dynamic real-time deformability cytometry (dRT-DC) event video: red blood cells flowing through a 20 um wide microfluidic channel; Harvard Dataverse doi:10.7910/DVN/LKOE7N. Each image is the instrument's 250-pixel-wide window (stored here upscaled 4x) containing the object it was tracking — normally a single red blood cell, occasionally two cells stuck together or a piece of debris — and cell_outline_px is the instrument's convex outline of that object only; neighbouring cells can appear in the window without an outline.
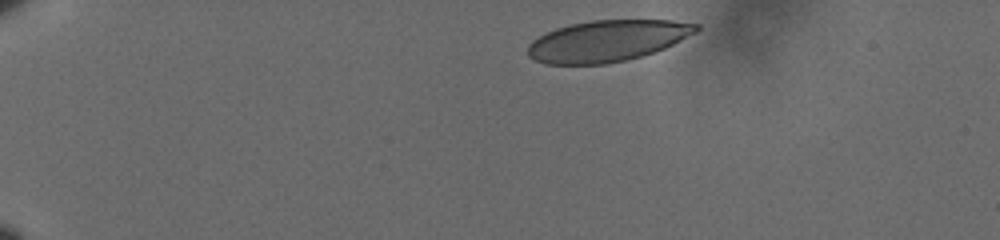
{"species": "human", "species_latin": "Homo sapiens", "temperature_condition": "cold", "stored_images_in_passage": 42, "camera_frame_rate_fps": 3000, "um_per_image_px": 0.085, "donor": {"sex": "male"}, "frame": {"image": 1, "passage_image": 1, "time_ms": 0.0, "image_size_px": [1000, 240], "cell_outline_px": [[700, 28], [696, 32], [664, 48], [640, 56], [608, 64], [548, 64], [536, 60], [528, 56], [528, 44], [532, 40], [556, 28], [572, 24], [592, 20], [672, 20], [700, 24]], "centroid_in_image_um": [51.62, 3.47], "position_along_channel_um": 33.4, "area_um2": 40.17}}
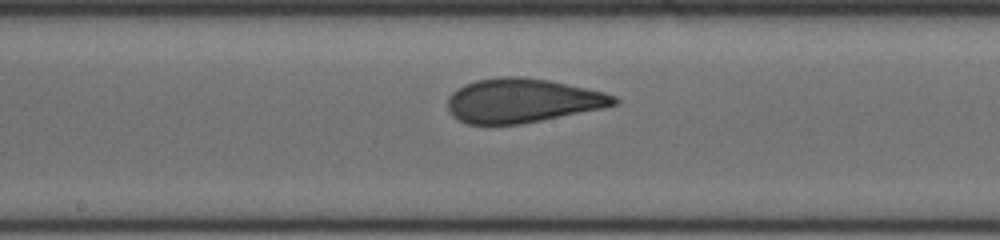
{"frame": {"image": 2, "passage_image": 23, "time_ms": 7.333, "image_size_px": [1000, 240], "cell_outline_px": [[620, 100], [616, 104], [600, 108], [520, 124], [468, 124], [452, 116], [448, 112], [448, 96], [452, 92], [464, 84], [476, 80], [504, 76], [524, 76], [548, 80], [604, 92], [616, 96]], "centroid_in_image_um": [44.35, 8.54], "position_along_channel_um": 203.9, "area_um2": 42.48}}
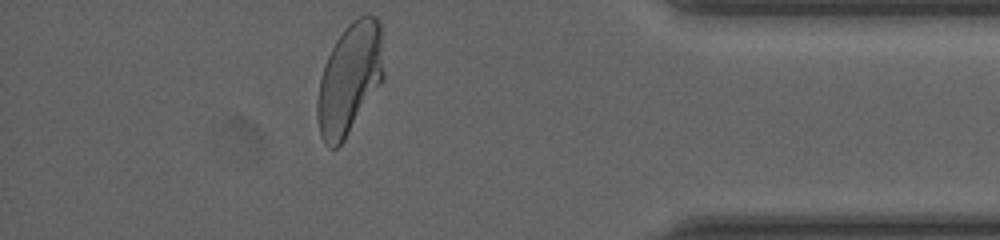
{"frame": {"image": 3, "passage_image": 42, "time_ms": 13.667, "image_size_px": [1000, 240], "cell_outline_px": [[384, 80], [344, 140], [336, 148], [328, 148], [324, 144], [320, 136], [316, 116], [316, 104], [320, 76], [324, 64], [336, 40], [344, 28], [352, 20], [368, 12], [376, 16], [380, 20], [384, 72]], "centroid_in_image_um": [29.71, 6.68], "position_along_channel_um": 405.5, "area_um2": 43.58}, "authors_computed_cell_mechanics": {"area_um2": 42.6275, "velocity_mm_per_s": 3.5841, "shape_relaxation_time_tau1_ms": 5.0362, "shape_relaxation_time_tau2_ms": null, "deformation_change_tau1": 0.1862, "deformation_change_tau2": null}}